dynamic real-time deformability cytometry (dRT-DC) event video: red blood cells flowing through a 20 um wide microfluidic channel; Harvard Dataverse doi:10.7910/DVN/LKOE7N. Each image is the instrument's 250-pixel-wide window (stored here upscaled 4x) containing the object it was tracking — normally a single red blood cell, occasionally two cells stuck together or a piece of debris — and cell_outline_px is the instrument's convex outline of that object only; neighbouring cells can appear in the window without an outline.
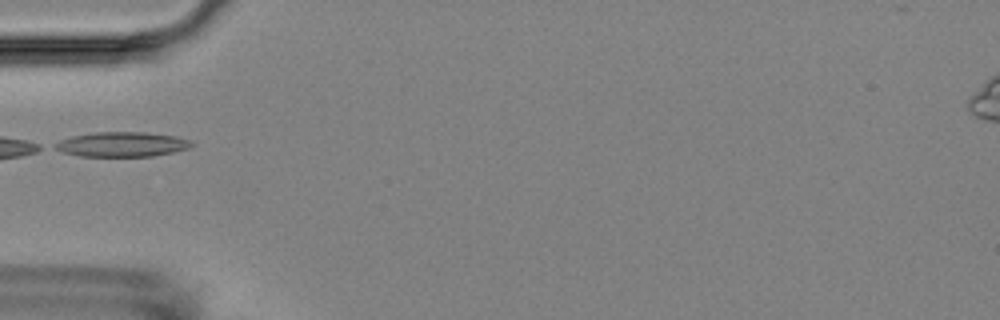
{"species": "Egyptian fruit bat (a non-hibernating species)", "species_latin": "Rousettus aegyptiacus", "temperature_condition": "room temperature", "stored_images_in_passage": 1, "camera_frame_rate_fps": 3000, "um_per_image_px": 0.085, "animal": {"sex": "female"}, "frame": {"image": 1, "passage_image": 1, "time_ms": 0.0, "image_size_px": [1000, 320], "cell_outline_px": [[196, 144], [188, 148], [172, 152], [152, 156], [80, 156], [64, 152], [56, 148], [52, 144], [60, 140], [72, 136], [96, 132], [144, 132], [176, 136], [192, 140]], "centroid_in_image_um": [10.4, 12.26], "position_along_channel_um": 74.6, "area_um2": 19.65}}